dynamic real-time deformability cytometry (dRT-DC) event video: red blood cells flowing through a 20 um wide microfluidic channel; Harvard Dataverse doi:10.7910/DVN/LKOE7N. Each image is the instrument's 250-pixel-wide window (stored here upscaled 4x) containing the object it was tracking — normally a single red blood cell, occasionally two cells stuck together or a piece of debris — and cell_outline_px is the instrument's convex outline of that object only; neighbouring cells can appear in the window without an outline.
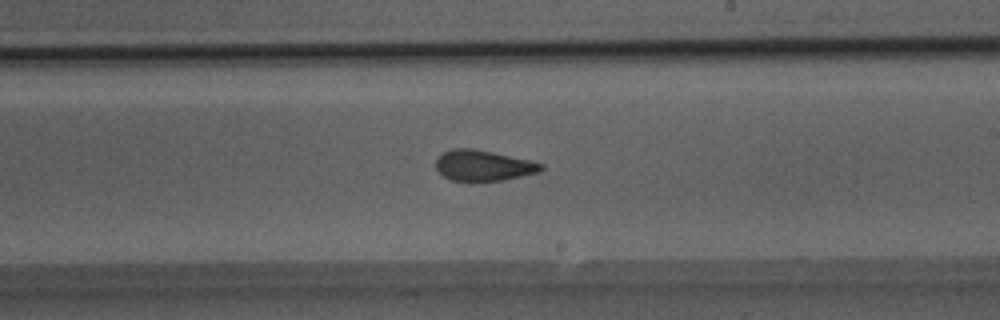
{"species": "Egyptian fruit bat (a non-hibernating species)", "species_latin": "Rousettus aegyptiacus", "temperature_condition": "room temperature", "stored_images_in_passage": 46, "camera_frame_rate_fps": 3000, "um_per_image_px": 0.085, "animal": {"sex": "male"}, "frame": {"image": 1, "passage_image": 25, "time_ms": 8.0, "image_size_px": [1000, 320], "cell_outline_px": [[544, 168], [540, 172], [504, 180], [452, 180], [444, 176], [436, 168], [436, 156], [452, 148], [472, 148], [492, 152], [528, 160], [544, 164]], "centroid_in_image_um": [41.08, 14.05], "position_along_channel_um": 247.9, "area_um2": 18.61}}
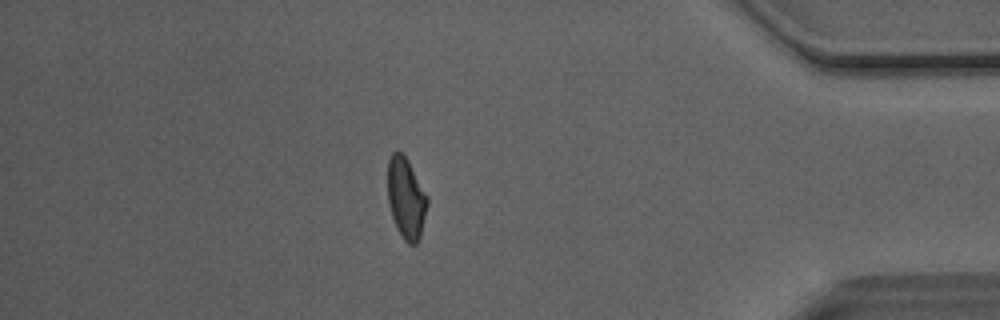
{"frame": {"image": 2, "passage_image": 39, "time_ms": 12.667, "image_size_px": [1000, 320], "cell_outline_px": [[428, 204], [420, 236], [416, 244], [408, 244], [404, 240], [396, 228], [388, 204], [388, 160], [392, 152], [400, 152], [408, 160], [428, 196]], "centroid_in_image_um": [34.52, 16.85], "position_along_channel_um": 400.7, "area_um2": 18.73}}
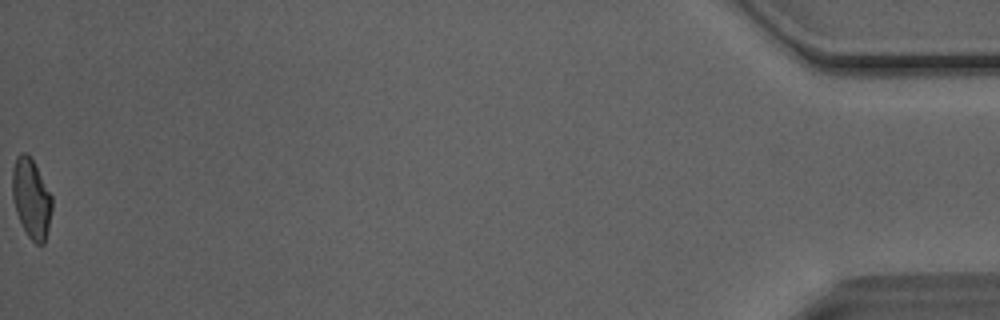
{"frame": {"image": 3, "passage_image": 46, "time_ms": 15.0, "image_size_px": [1000, 320], "cell_outline_px": [[52, 208], [48, 228], [44, 244], [36, 244], [28, 236], [16, 212], [12, 196], [12, 168], [16, 156], [20, 152], [24, 152], [32, 160], [52, 196]], "centroid_in_image_um": [2.65, 16.86], "position_along_channel_um": 432.6, "area_um2": 18.15}, "authors_computed_cell_mechanics": {"area_um2": 19.4208, "velocity_mm_per_s": 4.086, "shape_relaxation_time_tau1_ms": null, "shape_relaxation_time_tau2_ms": 1.59, "deformation_change_tau1": null, "deformation_change_tau2": 0.0778}}